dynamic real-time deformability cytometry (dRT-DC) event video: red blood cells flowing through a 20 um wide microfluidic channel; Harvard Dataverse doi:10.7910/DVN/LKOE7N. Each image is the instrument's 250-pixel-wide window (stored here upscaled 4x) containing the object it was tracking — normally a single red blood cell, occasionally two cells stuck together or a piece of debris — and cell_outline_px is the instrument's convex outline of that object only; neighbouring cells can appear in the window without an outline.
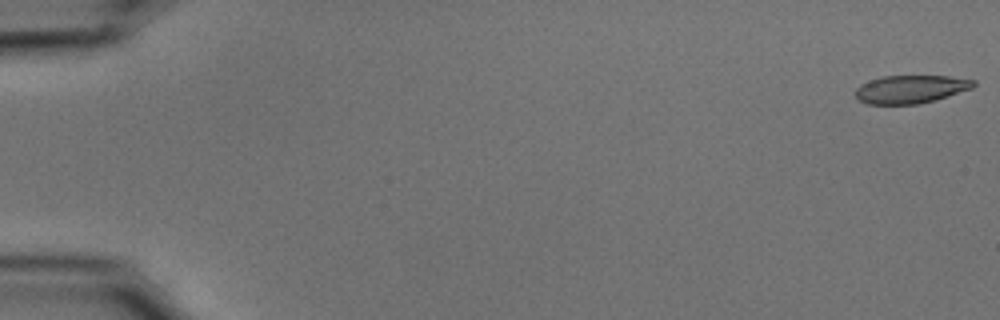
{"species": "common noctule bat (a hibernating species)", "species_latin": "Nyctalus noctula", "temperature_condition": "cold", "stored_images_in_passage": 54, "camera_frame_rate_fps": 3000, "um_per_image_px": 0.085, "animal": {"sex": "male", "body_mass_g": 15.6}, "frame": {"image": 1, "passage_image": 1, "time_ms": 0.0, "image_size_px": [1000, 320], "cell_outline_px": [[976, 84], [972, 88], [936, 100], [920, 104], [868, 104], [856, 100], [856, 88], [860, 84], [884, 76], [948, 76], [976, 80]], "centroid_in_image_um": [77.41, 7.59], "position_along_channel_um": 7.6, "area_um2": 19.36}}
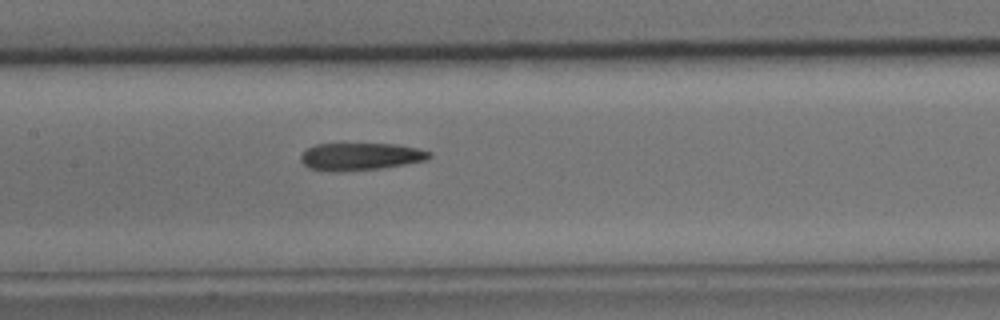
{"frame": {"image": 2, "passage_image": 27, "time_ms": 8.667, "image_size_px": [1000, 320], "cell_outline_px": [[432, 156], [428, 160], [380, 168], [340, 172], [332, 172], [308, 168], [300, 160], [300, 156], [308, 148], [316, 144], [396, 144], [416, 148], [432, 152]], "centroid_in_image_um": [30.64, 13.31], "position_along_channel_um": 176.8, "area_um2": 20.58}}
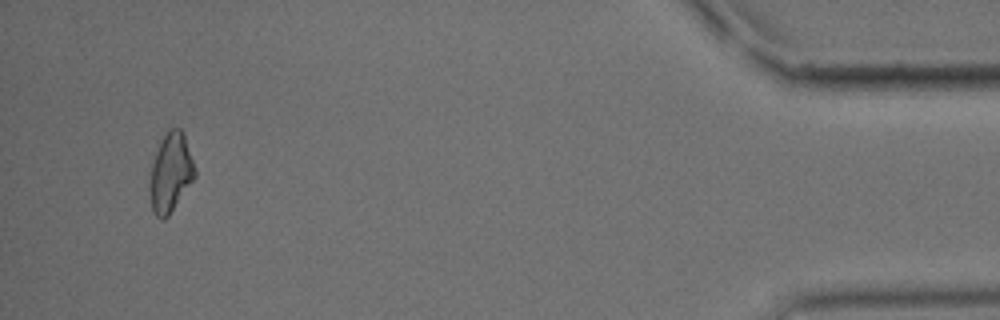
{"frame": {"image": 3, "passage_image": 52, "time_ms": 17.0, "image_size_px": [1000, 320], "cell_outline_px": [[196, 176], [168, 216], [164, 220], [160, 220], [152, 212], [148, 192], [148, 188], [152, 164], [156, 152], [168, 128], [180, 128], [184, 132], [196, 172]], "centroid_in_image_um": [14.48, 14.71], "position_along_channel_um": 420.7, "area_um2": 20.81}, "authors_computed_cell_mechanics": {"area_um2": 20.8369, "velocity_mm_per_s": 3.7458, "shape_relaxation_time_tau1_ms": 9.9252, "shape_relaxation_time_tau2_ms": 5.9592, "deformation_change_tau1": 0.2201, "deformation_change_tau2": 0.1758}}